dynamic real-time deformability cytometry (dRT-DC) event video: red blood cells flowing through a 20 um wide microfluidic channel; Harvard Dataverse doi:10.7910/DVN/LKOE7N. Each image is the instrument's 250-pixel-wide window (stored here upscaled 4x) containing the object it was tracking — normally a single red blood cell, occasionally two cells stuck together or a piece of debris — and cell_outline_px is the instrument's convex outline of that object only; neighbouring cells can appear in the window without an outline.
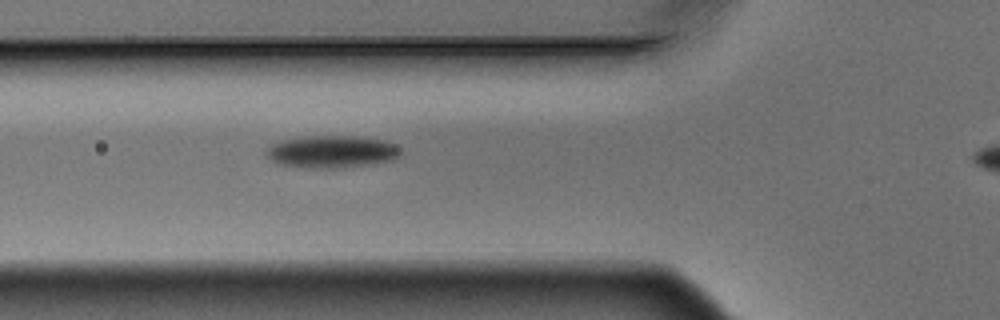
{"species": "Egyptian fruit bat (a non-hibernating species)", "species_latin": "Rousettus aegyptiacus", "temperature_condition": "warm", "stored_images_in_passage": 2, "camera_frame_rate_fps": 3000, "um_per_image_px": 0.085, "animal": {"sex": "male"}, "frame": {"image": 1, "passage_image": 2, "time_ms": 0.333, "image_size_px": [1000, 320], "cell_outline_px": [[400, 152], [392, 160], [340, 168], [304, 168], [276, 164], [264, 156], [264, 152], [272, 144], [280, 140], [304, 136], [356, 136], [384, 140], [396, 144], [400, 148]], "centroid_in_image_um": [28.11, 12.89], "position_along_channel_um": 97.7, "area_um2": 25.55}}